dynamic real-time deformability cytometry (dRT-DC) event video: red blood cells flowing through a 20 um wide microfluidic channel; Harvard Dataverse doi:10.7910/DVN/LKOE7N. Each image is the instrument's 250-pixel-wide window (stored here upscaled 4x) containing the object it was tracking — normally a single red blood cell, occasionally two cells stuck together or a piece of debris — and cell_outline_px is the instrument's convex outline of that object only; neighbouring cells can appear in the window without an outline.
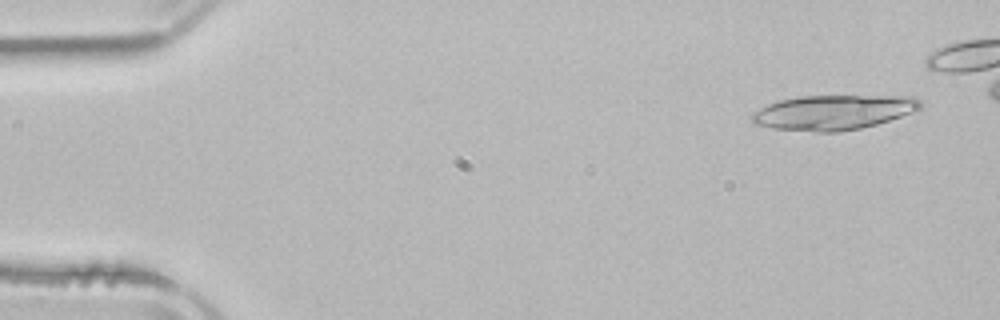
{"species": "common noctule bat (a hibernating species)", "species_latin": "Nyctalus noctula", "temperature_condition": "room temperature", "stored_images_in_passage": 5, "segment_of_instrument_passage": [1, 2], "camera_frame_rate_fps": 3000, "um_per_image_px": 0.085, "animal": {"sex": "male", "body_mass_g": 21.5, "forearm_length_mm": 52.0}, "frame": {"image": 1, "passage_image": 1, "time_ms": 0.0, "image_size_px": [1000, 320], "cell_outline_px": [[924, 108], [876, 124], [860, 128], [840, 132], [816, 132], [772, 128], [756, 124], [748, 116], [752, 112], [768, 104], [780, 100], [800, 96], [912, 96], [920, 100], [924, 104]], "centroid_in_image_um": [70.83, 9.55], "position_along_channel_um": 14.2, "area_um2": 34.22}}